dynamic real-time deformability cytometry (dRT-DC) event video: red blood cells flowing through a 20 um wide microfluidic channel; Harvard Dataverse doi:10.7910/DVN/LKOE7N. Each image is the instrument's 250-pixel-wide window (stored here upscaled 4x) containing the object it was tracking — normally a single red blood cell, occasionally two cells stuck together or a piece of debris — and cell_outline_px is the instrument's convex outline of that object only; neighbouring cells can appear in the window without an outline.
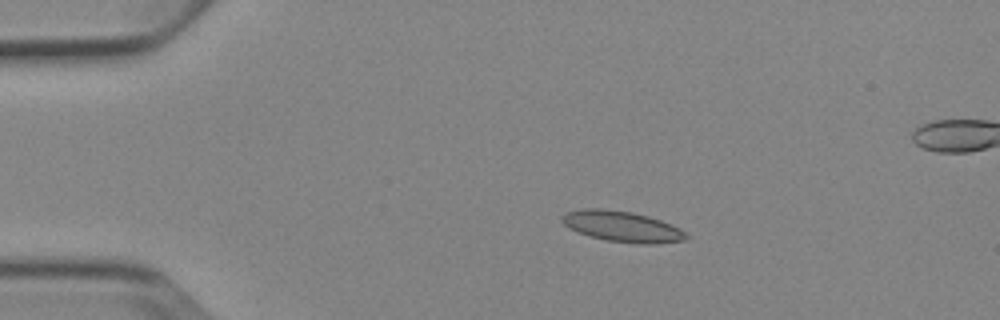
{"species": "Egyptian fruit bat (a non-hibernating species)", "species_latin": "Rousettus aegyptiacus", "temperature_condition": "cold", "stored_images_in_passage": 4, "camera_frame_rate_fps": 3000, "um_per_image_px": 0.085, "animal": {"sex": "female"}, "frame": {"image": 1, "passage_image": 2, "time_ms": 1.333, "image_size_px": [1000, 320], "cell_outline_px": [[688, 240], [652, 244], [640, 244], [608, 240], [588, 236], [568, 228], [560, 220], [560, 216], [564, 212], [580, 208], [600, 208], [632, 212], [648, 216], [660, 220], [680, 228], [688, 236]], "centroid_in_image_um": [52.83, 19.24], "position_along_channel_um": 32.2, "area_um2": 22.43}}